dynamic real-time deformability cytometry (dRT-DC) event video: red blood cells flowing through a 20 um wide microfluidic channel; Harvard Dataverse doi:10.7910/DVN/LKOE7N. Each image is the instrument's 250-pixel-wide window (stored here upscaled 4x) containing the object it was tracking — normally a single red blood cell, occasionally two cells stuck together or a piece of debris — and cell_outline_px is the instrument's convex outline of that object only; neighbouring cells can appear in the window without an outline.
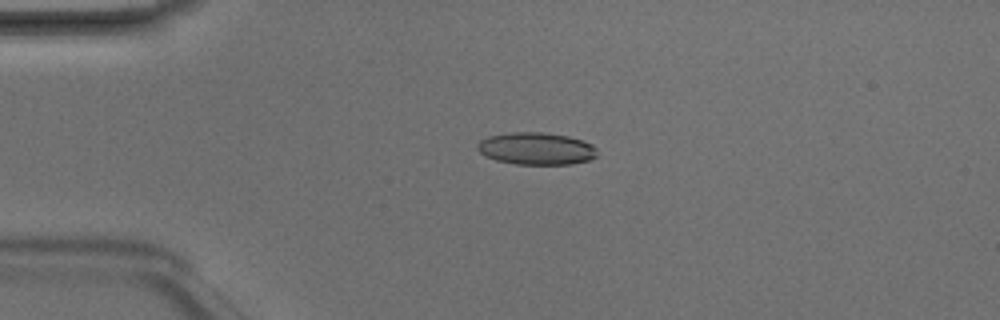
{"species": "Egyptian fruit bat (a non-hibernating species)", "species_latin": "Rousettus aegyptiacus", "temperature_condition": "room temperature", "stored_images_in_passage": 6, "camera_frame_rate_fps": 3000, "um_per_image_px": 0.085, "animal": {"sex": "male"}, "frame": {"image": 1, "passage_image": 4, "time_ms": 1.0, "image_size_px": [1000, 320], "cell_outline_px": [[596, 156], [588, 160], [572, 164], [516, 164], [496, 160], [484, 156], [476, 148], [476, 144], [480, 140], [488, 136], [508, 132], [544, 132], [568, 136], [584, 140], [592, 144], [596, 148]], "centroid_in_image_um": [45.56, 12.62], "position_along_channel_um": 39.4, "area_um2": 22.72}}